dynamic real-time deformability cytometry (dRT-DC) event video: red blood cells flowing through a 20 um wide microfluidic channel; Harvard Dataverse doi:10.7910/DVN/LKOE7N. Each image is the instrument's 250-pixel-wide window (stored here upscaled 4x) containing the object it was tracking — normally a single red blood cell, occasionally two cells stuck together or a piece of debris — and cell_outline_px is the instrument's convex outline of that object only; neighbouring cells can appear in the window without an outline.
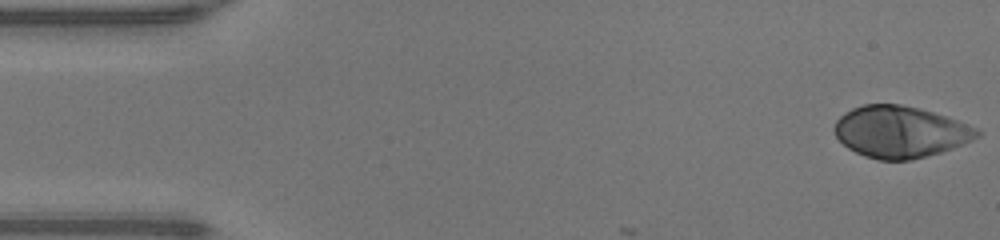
{"species": "human", "species_latin": "Homo sapiens", "temperature_condition": "warm", "stored_images_in_passage": 47, "camera_frame_rate_fps": 3000, "um_per_image_px": 0.085, "donor": {"sex": "male"}, "frame": {"image": 1, "passage_image": 1, "time_ms": 0.0, "image_size_px": [1000, 240], "cell_outline_px": [[984, 132], [980, 136], [964, 144], [940, 152], [908, 160], [880, 160], [864, 156], [848, 148], [836, 136], [832, 128], [836, 120], [844, 112], [852, 108], [864, 104], [900, 104], [920, 108], [956, 120], [976, 128]], "centroid_in_image_um": [76.5, 11.2], "position_along_channel_um": 8.5, "area_um2": 42.83}}
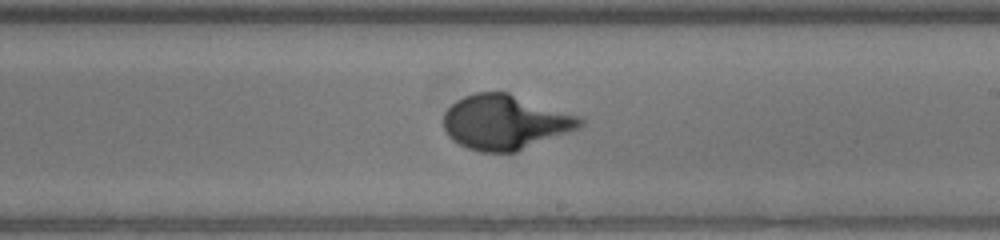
{"frame": {"image": 2, "passage_image": 27, "time_ms": 8.667, "image_size_px": [1000, 240], "cell_outline_px": [[584, 124], [580, 128], [516, 152], [480, 152], [468, 148], [452, 140], [444, 132], [444, 112], [456, 100], [464, 96], [476, 92], [508, 92], [580, 116], [584, 120]], "centroid_in_image_um": [42.94, 10.39], "position_along_channel_um": 246.1, "area_um2": 43.64}}
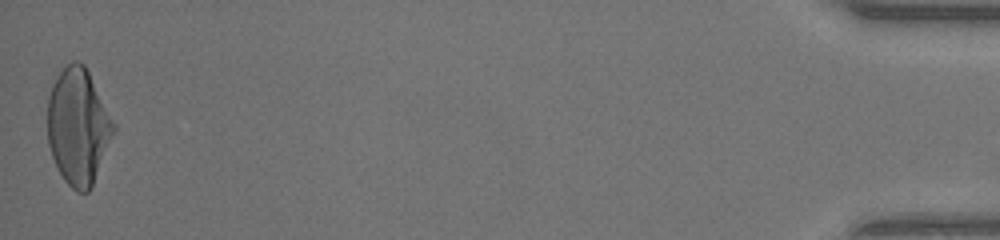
{"frame": {"image": 3, "passage_image": 47, "time_ms": 15.333, "image_size_px": [1000, 240], "cell_outline_px": [[116, 132], [92, 188], [88, 192], [76, 192], [64, 180], [52, 156], [48, 144], [48, 96], [52, 84], [60, 72], [72, 60], [76, 60], [84, 64], [116, 124]], "centroid_in_image_um": [6.67, 10.78], "position_along_channel_um": 428.5, "area_um2": 45.03}}